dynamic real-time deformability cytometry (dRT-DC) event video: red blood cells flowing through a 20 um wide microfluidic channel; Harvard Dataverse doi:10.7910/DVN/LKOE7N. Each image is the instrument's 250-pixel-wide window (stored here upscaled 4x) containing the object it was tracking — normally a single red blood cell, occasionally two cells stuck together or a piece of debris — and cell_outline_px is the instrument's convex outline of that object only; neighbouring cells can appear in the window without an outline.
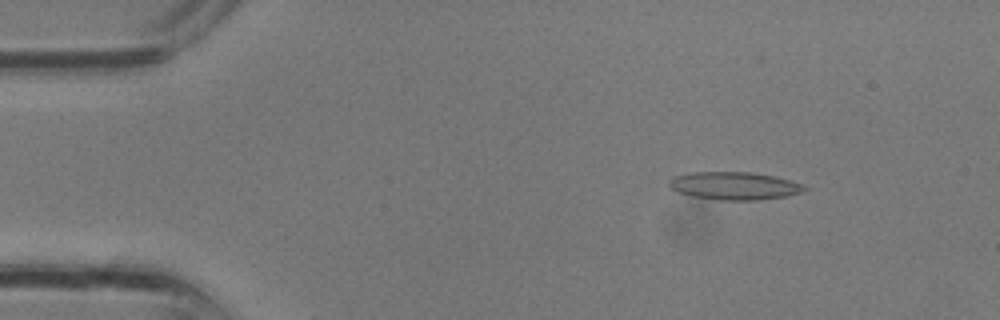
{"species": "common noctule bat (a hibernating species)", "species_latin": "Nyctalus noctula", "temperature_condition": "room temperature", "stored_images_in_passage": 4, "camera_frame_rate_fps": 3000, "um_per_image_px": 0.085, "animal": {"sex": "male", "body_mass_g": 13.3}, "frame": {"image": 1, "passage_image": 2, "time_ms": 0.333, "image_size_px": [1000, 320], "cell_outline_px": [[808, 188], [804, 192], [788, 196], [756, 200], [716, 200], [692, 196], [676, 192], [668, 184], [668, 180], [672, 176], [688, 172], [748, 172], [772, 176], [804, 184]], "centroid_in_image_um": [62.39, 15.8], "position_along_channel_um": 22.6, "area_um2": 22.14}}